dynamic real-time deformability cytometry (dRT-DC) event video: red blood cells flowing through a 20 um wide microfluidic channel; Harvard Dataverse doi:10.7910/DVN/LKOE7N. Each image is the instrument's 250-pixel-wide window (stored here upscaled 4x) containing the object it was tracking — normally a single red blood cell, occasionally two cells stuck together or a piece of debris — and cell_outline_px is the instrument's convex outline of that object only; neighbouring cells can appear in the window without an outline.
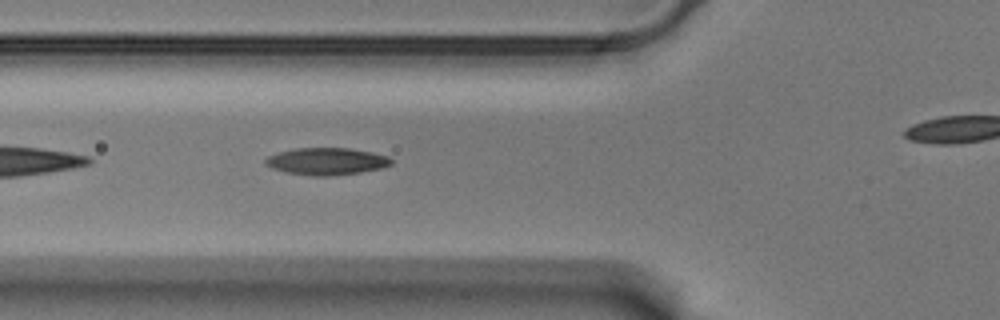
{"species": "Egyptian fruit bat (a non-hibernating species)", "species_latin": "Rousettus aegyptiacus", "temperature_condition": "warm", "stored_images_in_passage": 34, "camera_frame_rate_fps": 3000, "um_per_image_px": 0.085, "animal": {"sex": "male"}, "frame": {"image": 1, "passage_image": 5, "time_ms": 1.333, "image_size_px": [1000, 320], "cell_outline_px": [[392, 164], [380, 168], [360, 172], [328, 176], [316, 176], [288, 172], [272, 168], [264, 164], [264, 160], [268, 156], [280, 152], [296, 148], [348, 148], [372, 152], [388, 156], [392, 160]], "centroid_in_image_um": [27.76, 13.7], "position_along_channel_um": 98.0, "area_um2": 19.65}}
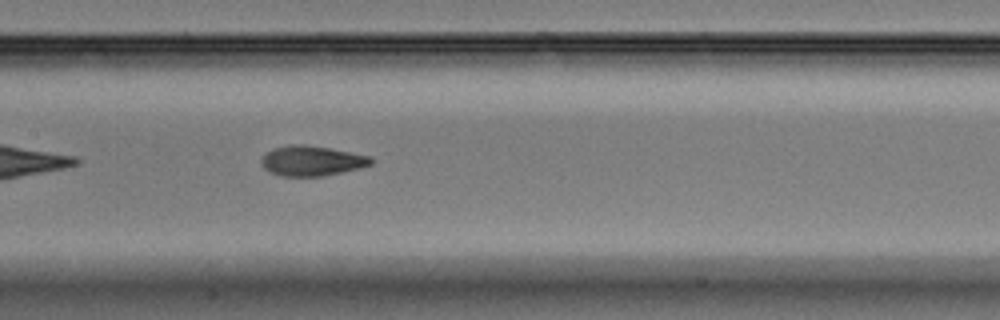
{"frame": {"image": 2, "passage_image": 12, "time_ms": 3.667, "image_size_px": [1000, 320], "cell_outline_px": [[372, 164], [360, 168], [320, 176], [284, 176], [272, 172], [264, 168], [260, 164], [260, 160], [268, 152], [276, 148], [292, 144], [300, 144], [328, 148], [372, 156]], "centroid_in_image_um": [26.51, 13.67], "position_along_channel_um": 180.9, "area_um2": 18.84}}
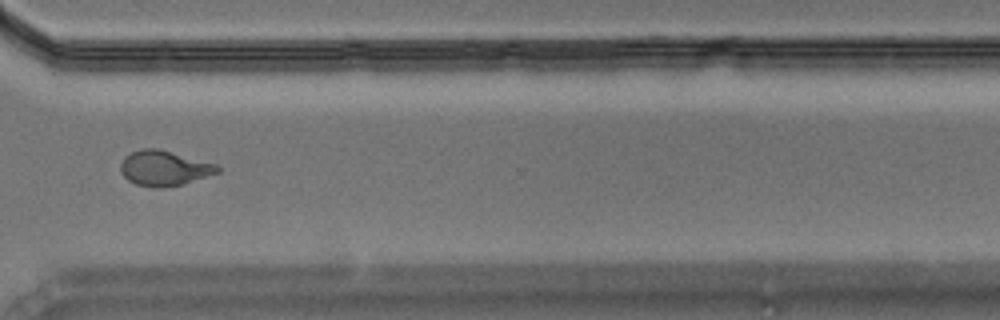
{"frame": {"image": 3, "passage_image": 27, "time_ms": 8.667, "image_size_px": [1000, 320], "cell_outline_px": [[220, 172], [180, 184], [160, 188], [156, 188], [136, 184], [128, 180], [120, 172], [120, 164], [124, 156], [140, 148], [160, 148], [216, 164], [220, 168]], "centroid_in_image_um": [13.92, 14.27], "position_along_channel_um": 356.7, "area_um2": 19.83}}